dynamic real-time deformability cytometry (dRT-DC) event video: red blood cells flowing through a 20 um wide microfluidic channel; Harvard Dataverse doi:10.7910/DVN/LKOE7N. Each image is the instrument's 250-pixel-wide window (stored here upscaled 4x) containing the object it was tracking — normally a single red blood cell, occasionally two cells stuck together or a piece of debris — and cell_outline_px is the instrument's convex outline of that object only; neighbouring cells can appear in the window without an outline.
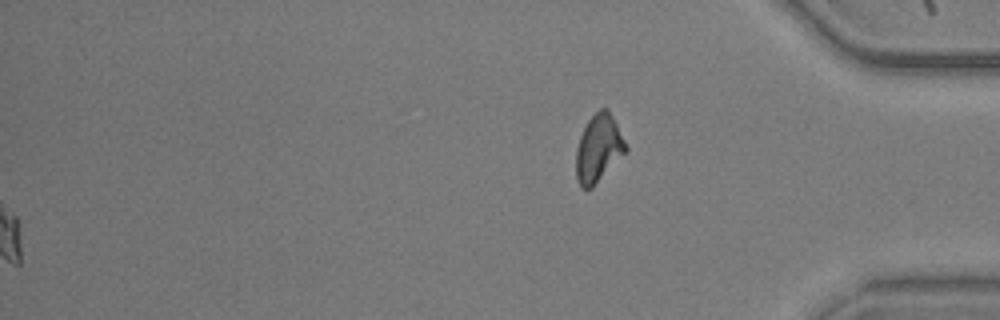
{"species": "common noctule bat (a hibernating species)", "species_latin": "Nyctalus noctula", "temperature_condition": "warm", "stored_images_in_passage": 56, "segment_of_instrument_passage": [2, 2], "camera_frame_rate_fps": 3000, "um_per_image_px": 0.085, "animal": {"sex": "male", "body_mass_g": 20.5, "forearm_length_mm": 52.5}, "frame": {"image": 1, "passage_image": 56, "time_ms": 18.333, "image_size_px": [1000, 320], "cell_outline_px": [[628, 148], [592, 188], [580, 188], [576, 180], [576, 148], [580, 136], [588, 120], [600, 108], [608, 108]], "centroid_in_image_um": [50.84, 12.62], "position_along_channel_um": 384.4, "area_um2": 19.19}}